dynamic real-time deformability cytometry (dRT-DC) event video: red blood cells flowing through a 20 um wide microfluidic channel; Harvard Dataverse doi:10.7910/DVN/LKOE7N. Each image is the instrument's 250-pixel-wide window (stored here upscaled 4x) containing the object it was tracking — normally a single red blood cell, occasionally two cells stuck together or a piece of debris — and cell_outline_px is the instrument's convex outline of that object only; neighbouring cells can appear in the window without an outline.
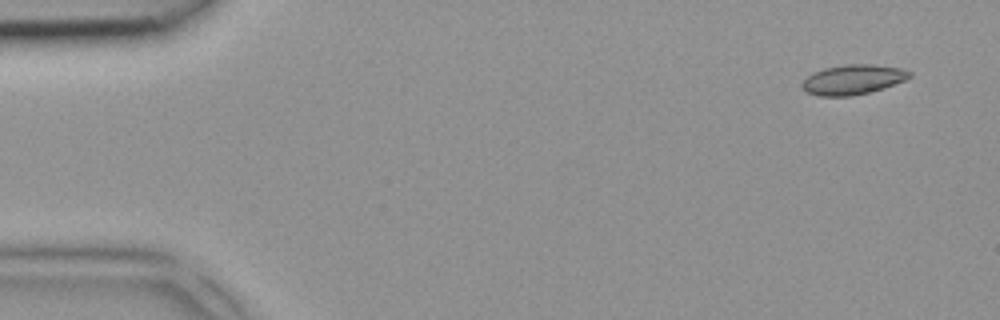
{"species": "common noctule bat (a hibernating species)", "species_latin": "Nyctalus noctula", "temperature_condition": "room temperature", "stored_images_in_passage": 6, "camera_frame_rate_fps": 3000, "um_per_image_px": 0.085, "animal": {"sex": "female", "body_mass_g": 18.4}, "frame": {"image": 1, "passage_image": 1, "time_ms": 0.0, "image_size_px": [1000, 320], "cell_outline_px": [[912, 76], [904, 80], [884, 88], [852, 96], [820, 96], [808, 92], [800, 84], [812, 72], [824, 68], [844, 64], [872, 64], [904, 68], [912, 72]], "centroid_in_image_um": [72.52, 6.75], "position_along_channel_um": 12.5, "area_um2": 18.73}}
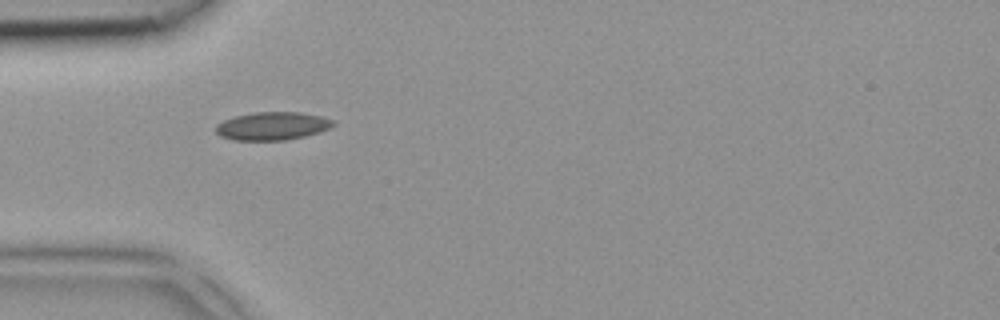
{"frame": {"image": 2, "passage_image": 4, "time_ms": 1.0, "image_size_px": [1000, 320], "cell_outline_px": [[336, 124], [320, 132], [304, 136], [284, 140], [232, 140], [220, 136], [216, 132], [216, 124], [224, 120], [236, 116], [256, 112], [300, 112], [320, 116], [336, 120]], "centroid_in_image_um": [23.16, 10.71], "position_along_channel_um": 61.8, "area_um2": 19.19}}
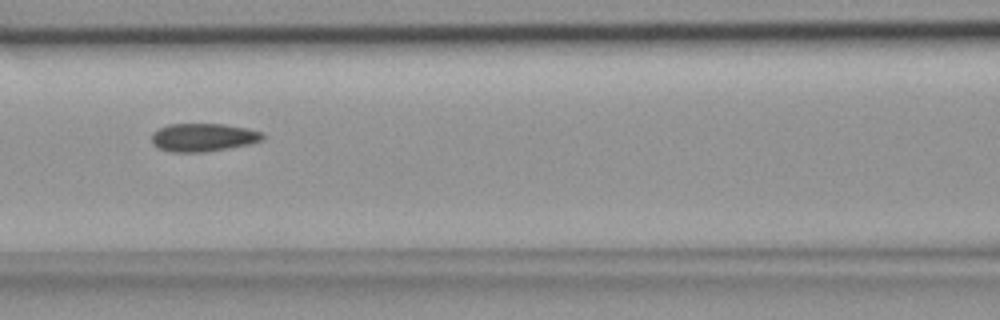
{"frame": {"image": 3, "passage_image": 6, "time_ms": 1.667, "image_size_px": [1000, 320], "cell_outline_px": [[264, 140], [252, 144], [204, 152], [172, 152], [160, 148], [152, 144], [152, 132], [168, 124], [224, 124], [248, 128], [264, 132]], "centroid_in_image_um": [17.32, 11.67], "position_along_channel_um": 149.3, "area_um2": 18.38}}